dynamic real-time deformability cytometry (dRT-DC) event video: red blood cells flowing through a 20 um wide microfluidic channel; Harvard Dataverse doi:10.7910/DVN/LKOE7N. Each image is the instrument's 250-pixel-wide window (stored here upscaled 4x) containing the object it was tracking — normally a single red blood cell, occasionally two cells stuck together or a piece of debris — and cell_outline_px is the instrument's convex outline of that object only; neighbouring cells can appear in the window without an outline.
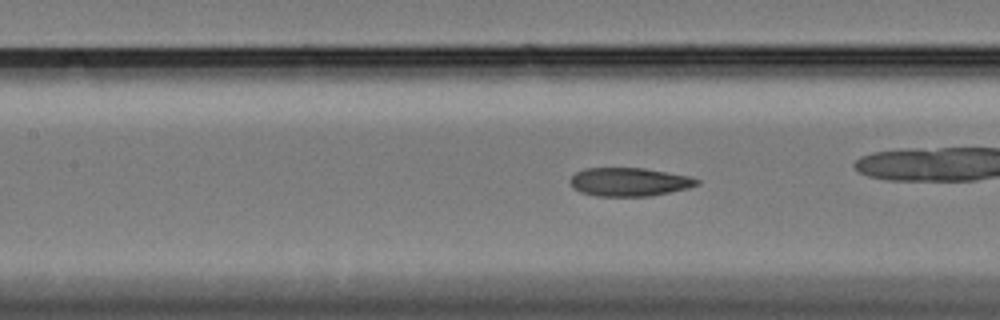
{"species": "Egyptian fruit bat (a non-hibernating species)", "species_latin": "Rousettus aegyptiacus", "temperature_condition": "cold", "stored_images_in_passage": 55, "camera_frame_rate_fps": 3000, "um_per_image_px": 0.085, "animal": {"sex": "female"}, "frame": {"image": 1, "passage_image": 24, "time_ms": 7.667, "image_size_px": [1000, 320], "cell_outline_px": [[700, 184], [688, 188], [648, 196], [596, 196], [580, 192], [572, 188], [568, 180], [576, 172], [584, 168], [644, 168], [688, 176], [700, 180]], "centroid_in_image_um": [53.44, 15.46], "position_along_channel_um": 154.0, "area_um2": 21.04}}